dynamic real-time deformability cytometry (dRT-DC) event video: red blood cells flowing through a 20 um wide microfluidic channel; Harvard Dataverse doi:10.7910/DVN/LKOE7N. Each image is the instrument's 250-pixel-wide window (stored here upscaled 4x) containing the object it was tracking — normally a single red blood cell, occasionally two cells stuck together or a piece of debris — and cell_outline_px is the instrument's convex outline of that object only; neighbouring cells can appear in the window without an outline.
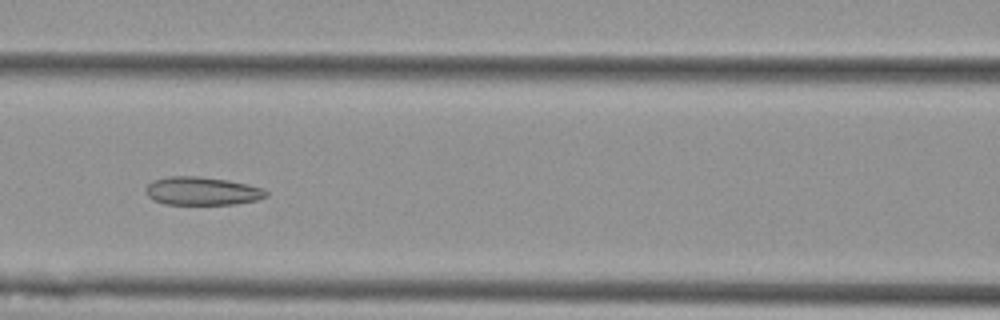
{"species": "Egyptian fruit bat (a non-hibernating species)", "species_latin": "Rousettus aegyptiacus", "temperature_condition": "cold", "stored_images_in_passage": 8, "camera_frame_rate_fps": 3000, "um_per_image_px": 0.085, "animal": {"sex": "female"}, "frame": {"image": 1, "passage_image": 4, "time_ms": 1.0, "image_size_px": [1000, 320], "cell_outline_px": [[268, 196], [256, 200], [232, 204], [164, 204], [148, 196], [144, 188], [152, 180], [168, 176], [200, 176], [228, 180], [248, 184], [264, 188], [268, 192]], "centroid_in_image_um": [17.18, 16.22], "position_along_channel_um": 149.4, "area_um2": 19.88}}
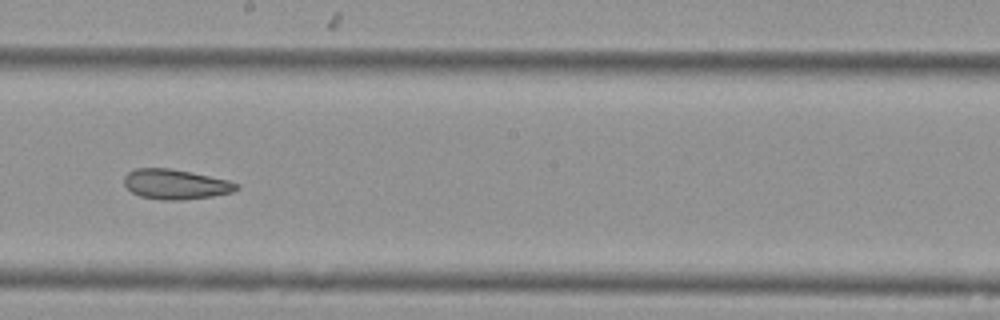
{"frame": {"image": 2, "passage_image": 6, "time_ms": 1.667, "image_size_px": [1000, 320], "cell_outline_px": [[240, 188], [232, 192], [212, 196], [180, 200], [164, 200], [140, 196], [132, 192], [124, 184], [124, 176], [128, 172], [136, 168], [168, 168], [228, 180], [240, 184]], "centroid_in_image_um": [14.92, 15.66], "position_along_channel_um": 233.3, "area_um2": 19.42}}
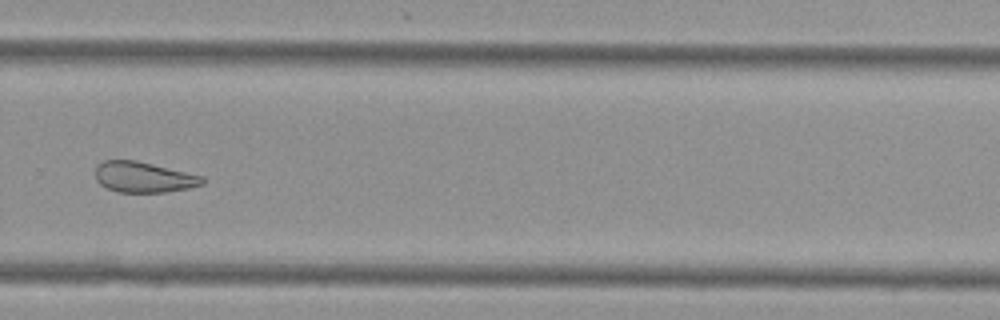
{"frame": {"image": 3, "passage_image": 8, "time_ms": 2.333, "image_size_px": [1000, 320], "cell_outline_px": [[204, 184], [188, 188], [168, 192], [116, 192], [100, 184], [96, 180], [96, 164], [104, 160], [136, 160], [204, 176]], "centroid_in_image_um": [12.2, 15.05], "position_along_channel_um": 317.6, "area_um2": 19.19}}